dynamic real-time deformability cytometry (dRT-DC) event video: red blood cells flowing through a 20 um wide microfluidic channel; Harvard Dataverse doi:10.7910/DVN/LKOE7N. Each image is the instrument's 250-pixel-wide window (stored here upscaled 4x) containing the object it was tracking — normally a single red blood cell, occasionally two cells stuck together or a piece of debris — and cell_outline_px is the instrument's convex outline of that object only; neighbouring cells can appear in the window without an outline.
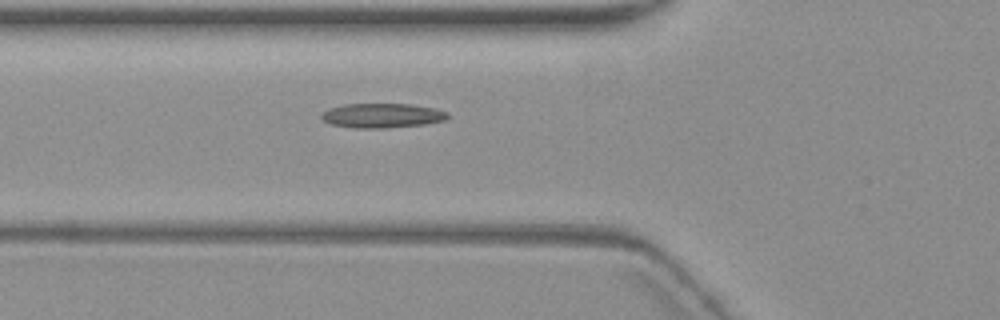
{"species": "common noctule bat (a hibernating species)", "species_latin": "Nyctalus noctula", "temperature_condition": "warm", "stored_images_in_passage": 4, "camera_frame_rate_fps": 3000, "um_per_image_px": 0.085, "animal": {"sex": "female", "body_mass_g": 19.3, "forearm_length_mm": 54.1}, "frame": {"image": 1, "passage_image": 4, "time_ms": 3.667, "image_size_px": [1000, 320], "cell_outline_px": [[448, 116], [444, 120], [424, 124], [384, 128], [356, 128], [332, 124], [324, 120], [320, 116], [328, 108], [344, 104], [412, 104], [432, 108], [448, 112]], "centroid_in_image_um": [32.47, 9.82], "position_along_channel_um": 93.3, "area_um2": 17.8}}